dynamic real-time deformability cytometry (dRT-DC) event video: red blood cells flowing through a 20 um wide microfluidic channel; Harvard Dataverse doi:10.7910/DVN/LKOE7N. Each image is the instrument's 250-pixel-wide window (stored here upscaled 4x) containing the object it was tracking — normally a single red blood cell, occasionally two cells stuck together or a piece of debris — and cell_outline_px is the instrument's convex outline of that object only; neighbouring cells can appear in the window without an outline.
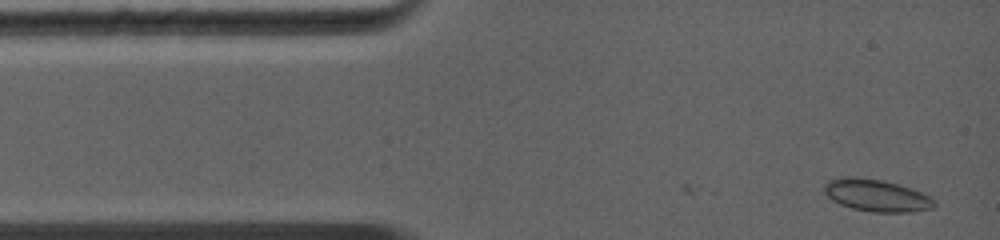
{"species": "common noctule bat (a hibernating species)", "species_latin": "Nyctalus noctula", "temperature_condition": "warm", "stored_images_in_passage": 36, "camera_frame_rate_fps": 5000, "um_per_image_px": 0.085, "animal": {"sex": "female", "body_mass_g": 19.0, "forearm_length_mm": 56.7}, "frame": {"image": 1, "passage_image": 2, "time_ms": 0.4, "image_size_px": [1000, 240], "cell_outline_px": [[936, 204], [932, 208], [912, 212], [872, 212], [852, 208], [840, 204], [832, 200], [824, 192], [824, 184], [828, 180], [880, 180], [912, 188], [928, 196]], "centroid_in_image_um": [74.55, 16.67], "position_along_channel_um": 10.5, "area_um2": 19.59}}
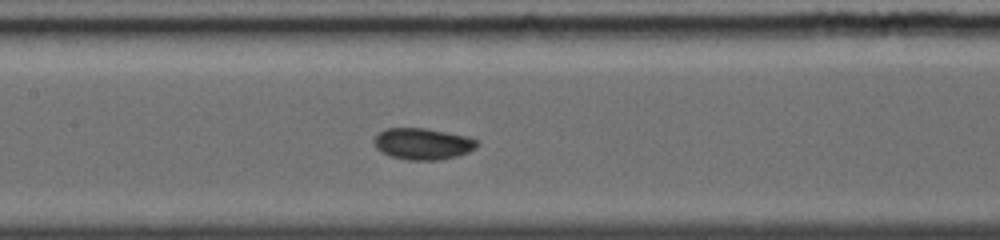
{"frame": {"image": 2, "passage_image": 17, "time_ms": 5.4, "image_size_px": [1000, 240], "cell_outline_px": [[480, 144], [476, 148], [468, 152], [456, 156], [440, 160], [408, 160], [392, 156], [380, 152], [376, 148], [376, 136], [380, 132], [388, 128], [424, 128], [468, 136], [476, 140]], "centroid_in_image_um": [35.97, 12.23], "position_along_channel_um": 171.4, "area_um2": 18.73}}
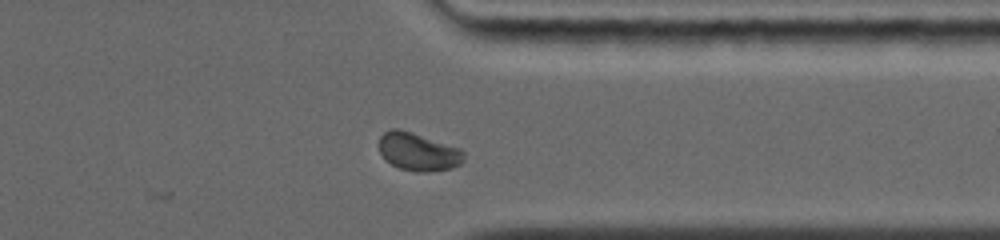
{"frame": {"image": 3, "passage_image": 31, "time_ms": 10.0, "image_size_px": [1000, 240], "cell_outline_px": [[464, 160], [460, 164], [452, 168], [428, 172], [416, 172], [400, 168], [384, 160], [380, 152], [380, 136], [384, 132], [392, 128], [400, 128], [460, 148], [464, 152]], "centroid_in_image_um": [35.54, 12.9], "position_along_channel_um": 375.9, "area_um2": 18.84}}